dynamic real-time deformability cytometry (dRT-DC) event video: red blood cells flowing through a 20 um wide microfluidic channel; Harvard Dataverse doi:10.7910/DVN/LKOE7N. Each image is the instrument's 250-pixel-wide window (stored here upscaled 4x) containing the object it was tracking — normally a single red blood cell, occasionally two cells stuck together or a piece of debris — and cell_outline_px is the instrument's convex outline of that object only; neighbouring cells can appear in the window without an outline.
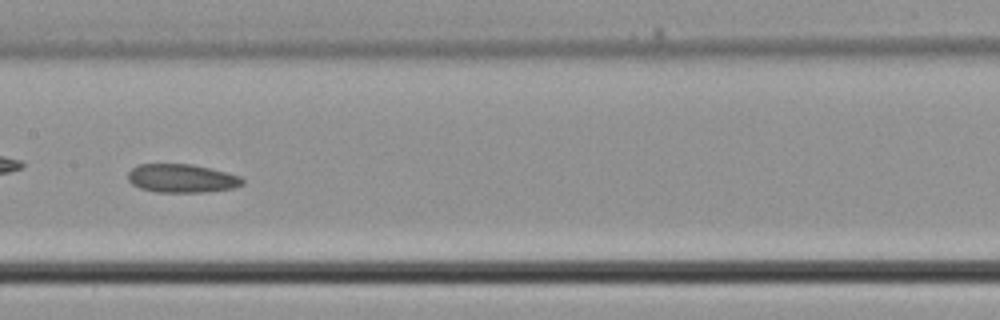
{"species": "common noctule bat (a hibernating species)", "species_latin": "Nyctalus noctula", "temperature_condition": "cold", "stored_images_in_passage": 23, "camera_frame_rate_fps": 3000, "um_per_image_px": 0.085, "animal": {"sex": "male", "body_mass_g": 21.5, "forearm_length_mm": 52.0}, "frame": {"image": 1, "passage_image": 10, "time_ms": 3.0, "image_size_px": [1000, 320], "cell_outline_px": [[244, 184], [232, 188], [204, 192], [156, 192], [140, 188], [132, 184], [128, 180], [128, 172], [132, 168], [140, 164], [192, 164], [212, 168], [240, 176], [244, 180]], "centroid_in_image_um": [15.45, 15.15], "position_along_channel_um": 191.9, "area_um2": 19.07}}
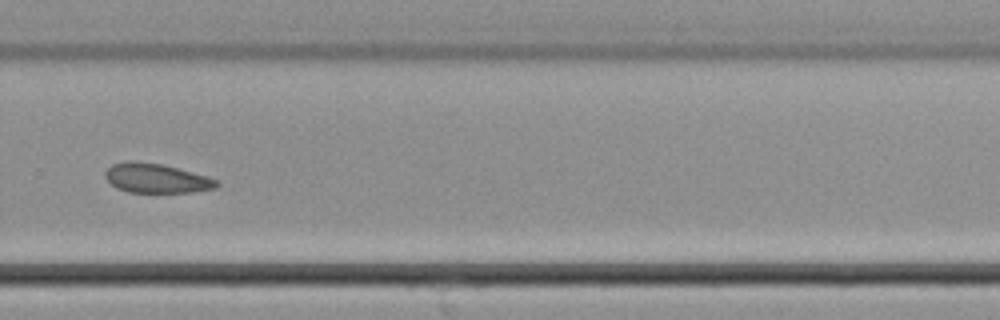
{"frame": {"image": 2, "passage_image": 17, "time_ms": 5.333, "image_size_px": [1000, 320], "cell_outline_px": [[220, 184], [216, 188], [192, 192], [128, 192], [116, 188], [104, 176], [104, 172], [112, 164], [128, 160], [132, 160], [160, 164], [192, 172], [216, 180]], "centroid_in_image_um": [13.24, 15.15], "position_along_channel_um": 316.6, "area_um2": 18.9}}